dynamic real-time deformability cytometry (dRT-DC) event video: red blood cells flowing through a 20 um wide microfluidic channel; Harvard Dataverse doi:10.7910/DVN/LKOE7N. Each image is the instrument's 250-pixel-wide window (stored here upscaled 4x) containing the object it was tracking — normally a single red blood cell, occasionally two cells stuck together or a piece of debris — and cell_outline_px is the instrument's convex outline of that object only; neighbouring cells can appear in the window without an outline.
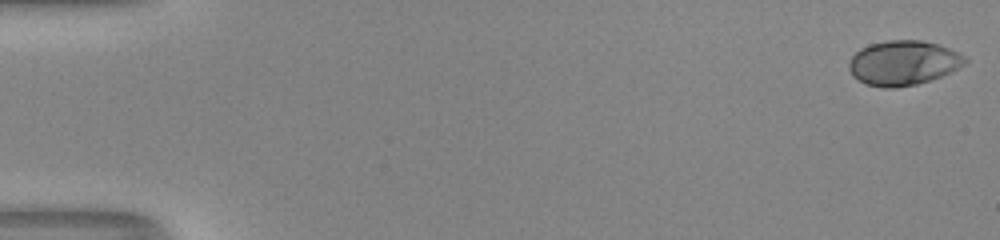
{"species": "human", "species_latin": "Homo sapiens", "temperature_condition": "room temperature", "stored_images_in_passage": 54, "camera_frame_rate_fps": 3000, "um_per_image_px": 0.085, "donor": {"sex": "male"}, "frame": {"image": 1, "passage_image": 1, "time_ms": 0.0, "image_size_px": [1000, 240], "cell_outline_px": [[968, 60], [964, 64], [940, 76], [916, 84], [892, 88], [884, 88], [864, 84], [852, 76], [848, 68], [848, 64], [852, 56], [860, 48], [868, 44], [888, 40], [920, 40], [936, 44], [948, 48], [964, 56]], "centroid_in_image_um": [76.7, 5.34], "position_along_channel_um": 8.3, "area_um2": 30.0}}
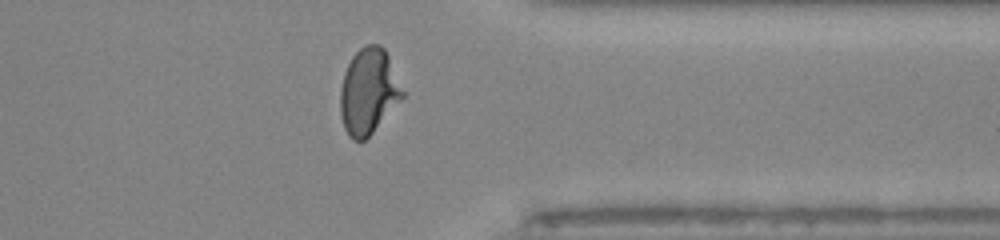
{"frame": {"image": 2, "passage_image": 43, "time_ms": 14.0, "image_size_px": [1000, 240], "cell_outline_px": [[404, 96], [372, 132], [364, 140], [352, 140], [348, 136], [344, 128], [340, 116], [340, 88], [344, 72], [352, 56], [364, 44], [380, 44], [384, 48], [388, 56], [404, 92]], "centroid_in_image_um": [31.29, 7.76], "position_along_channel_um": 380.1, "area_um2": 30.87}}
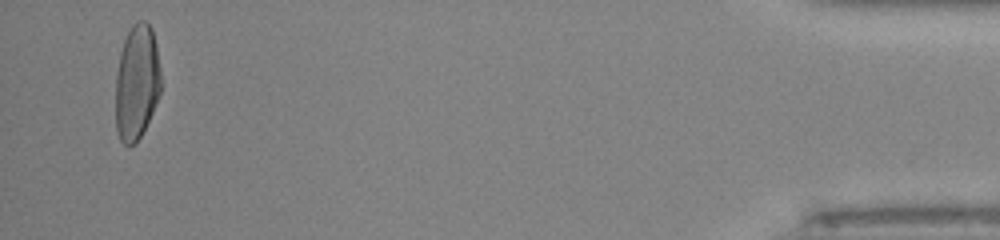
{"frame": {"image": 3, "passage_image": 52, "time_ms": 17.0, "image_size_px": [1000, 240], "cell_outline_px": [[160, 92], [152, 112], [136, 144], [128, 148], [120, 140], [116, 132], [116, 76], [120, 52], [124, 40], [132, 24], [136, 20], [144, 20], [152, 28], [156, 44], [160, 68]], "centroid_in_image_um": [11.61, 7.01], "position_along_channel_um": 423.6, "area_um2": 30.52}, "authors_computed_cell_mechanics": {"area_um2": 29.767, "velocity_mm_per_s": 4.0078, "shape_relaxation_time_tau1_ms": 3.7574, "shape_relaxation_time_tau2_ms": null, "deformation_change_tau1": 0.2249, "deformation_change_tau2": null}}